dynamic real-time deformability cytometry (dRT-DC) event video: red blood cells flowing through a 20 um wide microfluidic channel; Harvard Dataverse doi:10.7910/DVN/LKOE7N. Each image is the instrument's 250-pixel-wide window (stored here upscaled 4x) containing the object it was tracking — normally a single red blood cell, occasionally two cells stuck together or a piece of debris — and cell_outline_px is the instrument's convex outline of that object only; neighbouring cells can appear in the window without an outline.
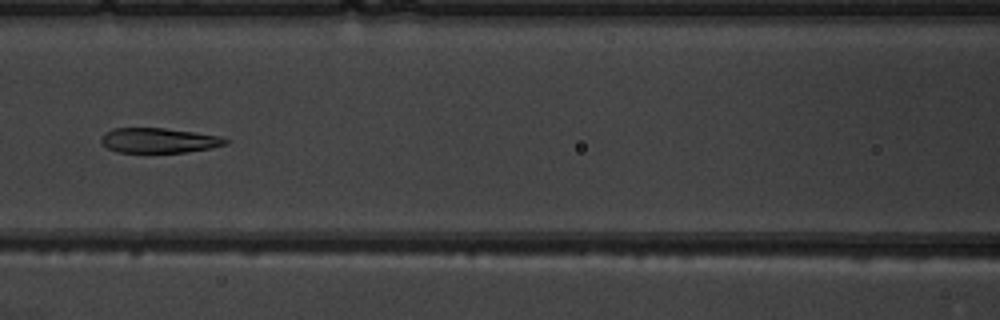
{"species": "common noctule bat (a hibernating species)", "species_latin": "Nyctalus noctula", "temperature_condition": "warm", "stored_images_in_passage": 11, "camera_frame_rate_fps": 3000, "um_per_image_px": 0.085, "animal": {"sex": "male", "body_mass_g": 19.5, "forearm_length_mm": 54.6}, "frame": {"image": 1, "passage_image": 7, "time_ms": 8.0, "image_size_px": [1000, 320], "cell_outline_px": [[232, 140], [228, 144], [208, 148], [184, 152], [116, 152], [108, 148], [100, 140], [100, 136], [104, 132], [112, 128], [164, 128], [220, 136]], "centroid_in_image_um": [13.49, 11.93], "position_along_channel_um": 153.1, "area_um2": 18.03}}
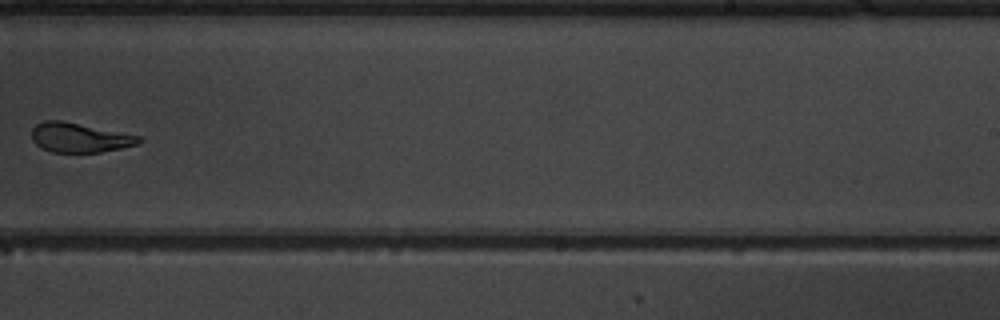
{"frame": {"image": 2, "passage_image": 10, "time_ms": 11.333, "image_size_px": [1000, 320], "cell_outline_px": [[144, 140], [136, 144], [120, 148], [100, 152], [52, 152], [40, 148], [32, 140], [32, 128], [36, 124], [44, 120], [64, 120], [140, 136]], "centroid_in_image_um": [6.73, 11.68], "position_along_channel_um": 282.3, "area_um2": 18.5}}
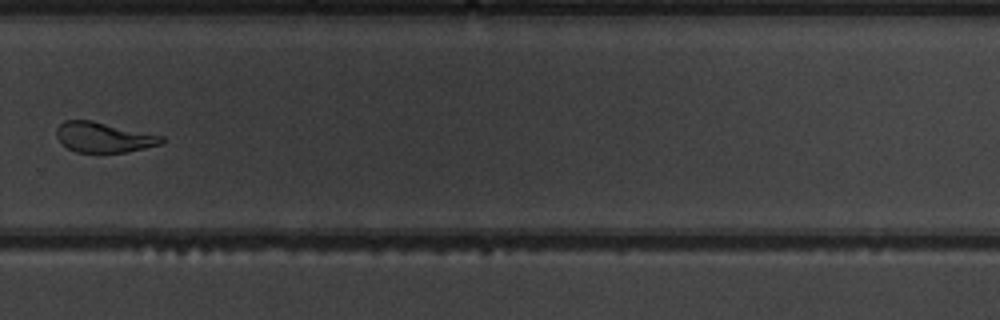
{"frame": {"image": 3, "passage_image": 11, "time_ms": 12.333, "image_size_px": [1000, 320], "cell_outline_px": [[164, 140], [160, 144], [128, 152], [76, 152], [68, 148], [56, 136], [56, 128], [64, 120], [92, 120], [164, 136]], "centroid_in_image_um": [8.81, 11.66], "position_along_channel_um": 321.0, "area_um2": 18.38}}